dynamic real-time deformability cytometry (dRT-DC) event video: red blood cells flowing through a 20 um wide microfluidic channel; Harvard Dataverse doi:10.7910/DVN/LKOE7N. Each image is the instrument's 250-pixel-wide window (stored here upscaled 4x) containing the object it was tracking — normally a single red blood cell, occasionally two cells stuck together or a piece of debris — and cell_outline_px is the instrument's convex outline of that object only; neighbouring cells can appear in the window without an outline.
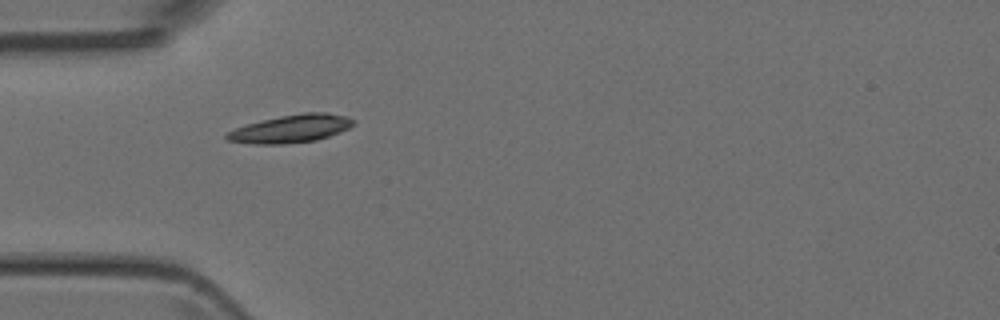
{"species": "Egyptian fruit bat (a non-hibernating species)", "species_latin": "Rousettus aegyptiacus", "temperature_condition": "room temperature", "stored_images_in_passage": 1, "camera_frame_rate_fps": 3000, "um_per_image_px": 0.085, "animal": {"sex": "female"}, "frame": {"image": 1, "passage_image": 1, "time_ms": 0.0, "image_size_px": [1000, 320], "cell_outline_px": [[356, 124], [340, 132], [316, 140], [284, 144], [252, 144], [228, 140], [224, 136], [228, 132], [236, 128], [248, 124], [280, 116], [304, 112], [328, 112], [348, 116], [356, 120]], "centroid_in_image_um": [24.8, 10.93], "position_along_channel_um": 60.2, "area_um2": 20.58}}